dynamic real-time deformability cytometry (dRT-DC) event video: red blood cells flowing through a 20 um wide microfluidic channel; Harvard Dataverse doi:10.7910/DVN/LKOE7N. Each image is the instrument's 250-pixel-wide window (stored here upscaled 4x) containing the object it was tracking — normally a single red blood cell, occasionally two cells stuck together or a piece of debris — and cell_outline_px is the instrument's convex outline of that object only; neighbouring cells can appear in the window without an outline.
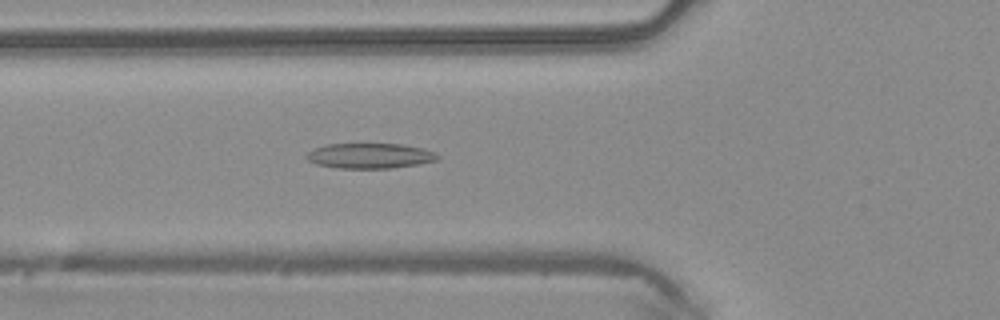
{"species": "common noctule bat (a hibernating species)", "species_latin": "Nyctalus noctula", "temperature_condition": "warm", "stored_images_in_passage": 43, "camera_frame_rate_fps": 3000, "um_per_image_px": 0.085, "animal": {"sex": "male", "body_mass_g": 20.4}, "frame": {"image": 1, "passage_image": 12, "time_ms": 3.667, "image_size_px": [1000, 320], "cell_outline_px": [[440, 156], [436, 160], [416, 164], [392, 168], [340, 168], [316, 164], [308, 160], [304, 156], [312, 148], [328, 144], [404, 144], [424, 148], [436, 152]], "centroid_in_image_um": [31.43, 13.23], "position_along_channel_um": 94.4, "area_um2": 19.31}}
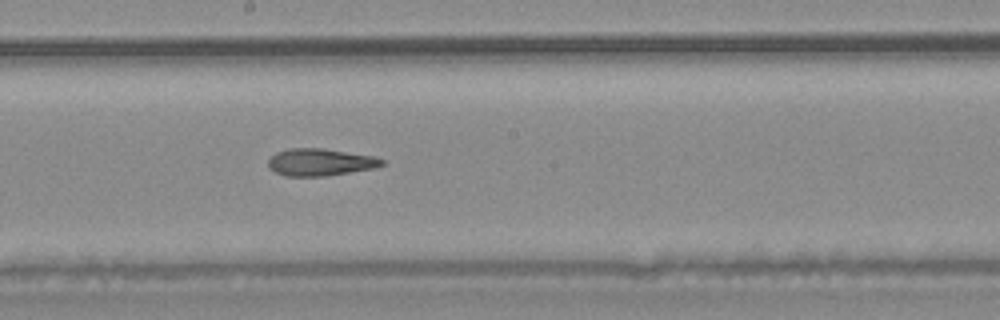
{"frame": {"image": 2, "passage_image": 21, "time_ms": 6.667, "image_size_px": [1000, 320], "cell_outline_px": [[384, 164], [376, 168], [328, 176], [284, 176], [268, 168], [268, 160], [276, 152], [288, 148], [324, 148], [376, 156], [384, 160]], "centroid_in_image_um": [27.24, 13.78], "position_along_channel_um": 221.0, "area_um2": 18.32}}
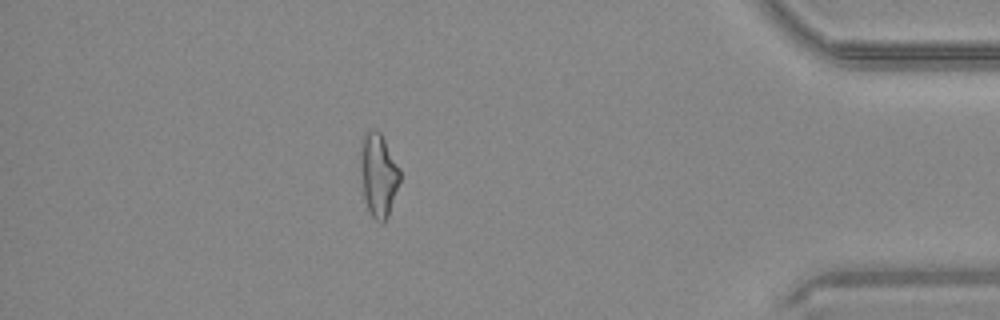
{"frame": {"image": 3, "passage_image": 37, "time_ms": 12.0, "image_size_px": [1000, 320], "cell_outline_px": [[400, 180], [388, 216], [384, 224], [380, 224], [372, 216], [368, 208], [364, 196], [360, 160], [360, 152], [364, 136], [372, 128], [376, 128], [380, 132], [400, 168]], "centroid_in_image_um": [32.18, 14.88], "position_along_channel_um": 403.0, "area_um2": 18.9}, "authors_computed_cell_mechanics": {"area_um2": 18.9006, "velocity_mm_per_s": 4.2011, "shape_relaxation_time_tau1_ms": null, "shape_relaxation_time_tau2_ms": 4.8255, "deformation_change_tau1": null, "deformation_change_tau2": 0.1642}}